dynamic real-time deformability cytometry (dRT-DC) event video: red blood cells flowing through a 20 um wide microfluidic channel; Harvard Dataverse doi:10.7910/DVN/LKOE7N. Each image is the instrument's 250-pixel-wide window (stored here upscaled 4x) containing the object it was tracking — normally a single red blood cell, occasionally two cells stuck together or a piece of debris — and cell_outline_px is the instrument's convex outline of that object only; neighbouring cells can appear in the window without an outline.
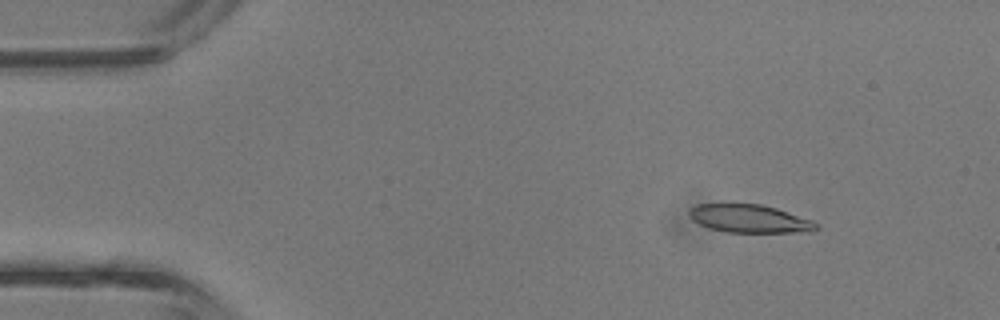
{"species": "common noctule bat (a hibernating species)", "species_latin": "Nyctalus noctula", "temperature_condition": "room temperature", "stored_images_in_passage": 4, "camera_frame_rate_fps": 3000, "um_per_image_px": 0.085, "animal": {"sex": "male", "body_mass_g": 13.3}, "frame": {"image": 1, "passage_image": 2, "time_ms": 0.333, "image_size_px": [1000, 320], "cell_outline_px": [[820, 228], [812, 232], [728, 232], [708, 228], [692, 220], [688, 216], [688, 208], [696, 204], [760, 204], [776, 208], [812, 220], [820, 224]], "centroid_in_image_um": [63.71, 18.59], "position_along_channel_um": 21.3, "area_um2": 20.98}}
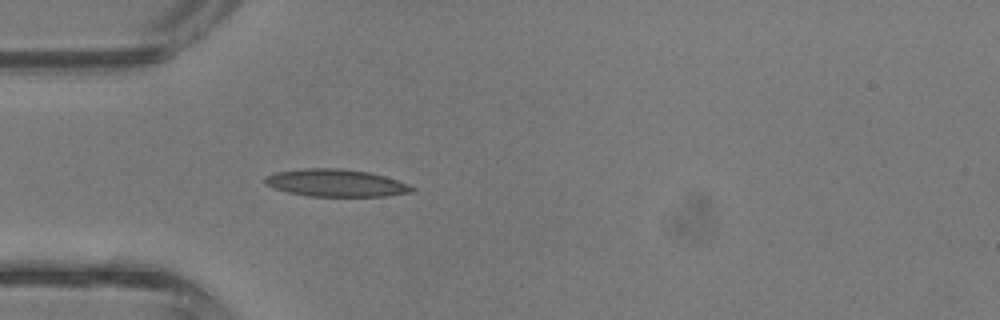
{"frame": {"image": 2, "passage_image": 4, "time_ms": 1.0, "image_size_px": [1000, 320], "cell_outline_px": [[416, 188], [412, 192], [384, 196], [308, 196], [288, 192], [264, 184], [264, 176], [276, 172], [304, 168], [340, 168], [368, 172], [384, 176], [408, 184]], "centroid_in_image_um": [28.53, 15.55], "position_along_channel_um": 56.5, "area_um2": 23.35}}